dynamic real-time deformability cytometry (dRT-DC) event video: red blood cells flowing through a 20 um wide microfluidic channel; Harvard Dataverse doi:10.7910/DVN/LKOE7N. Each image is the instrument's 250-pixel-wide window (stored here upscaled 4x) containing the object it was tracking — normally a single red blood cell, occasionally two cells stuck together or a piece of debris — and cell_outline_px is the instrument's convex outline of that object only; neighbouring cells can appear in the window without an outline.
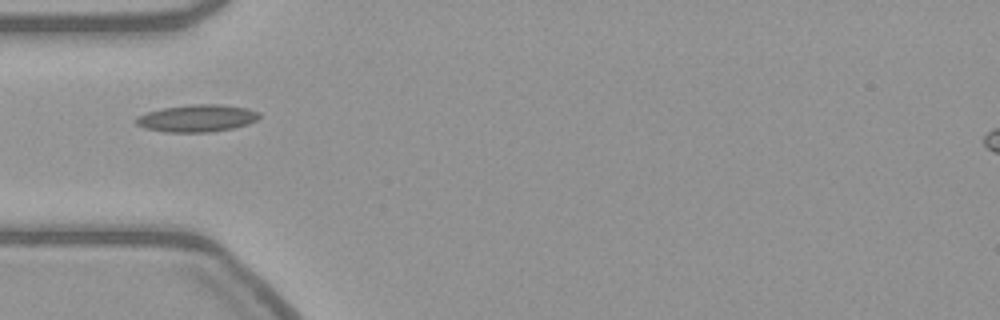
{"species": "common noctule bat (a hibernating species)", "species_latin": "Nyctalus noctula", "temperature_condition": "warm", "stored_images_in_passage": 39, "camera_frame_rate_fps": 3000, "um_per_image_px": 0.085, "animal": {"sex": "female", "body_mass_g": 21.9}, "frame": {"image": 1, "passage_image": 1, "time_ms": 0.0, "image_size_px": [1000, 320], "cell_outline_px": [[260, 116], [256, 120], [248, 124], [232, 128], [208, 132], [164, 132], [144, 128], [136, 124], [132, 120], [136, 116], [160, 108], [192, 104], [220, 104], [244, 108], [260, 112]], "centroid_in_image_um": [16.68, 10.05], "position_along_channel_um": 68.3, "area_um2": 19.65}}
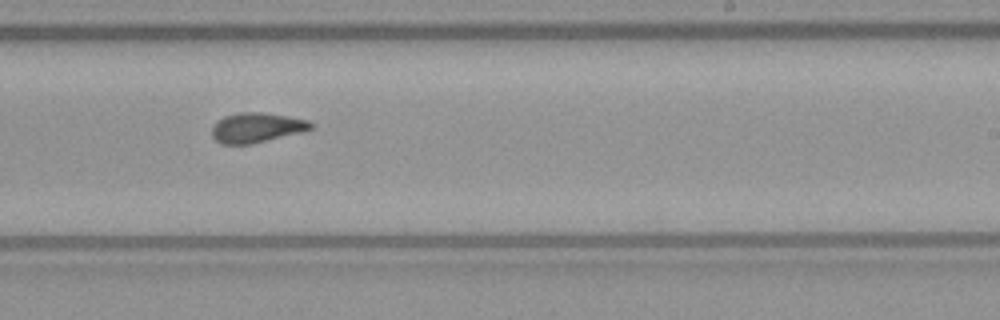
{"frame": {"image": 2, "passage_image": 17, "time_ms": 5.333, "image_size_px": [1000, 320], "cell_outline_px": [[312, 128], [300, 132], [252, 144], [220, 144], [212, 136], [212, 128], [216, 120], [224, 116], [240, 112], [260, 112], [288, 116], [308, 120], [312, 124]], "centroid_in_image_um": [21.76, 10.84], "position_along_channel_um": 267.2, "area_um2": 17.11}}
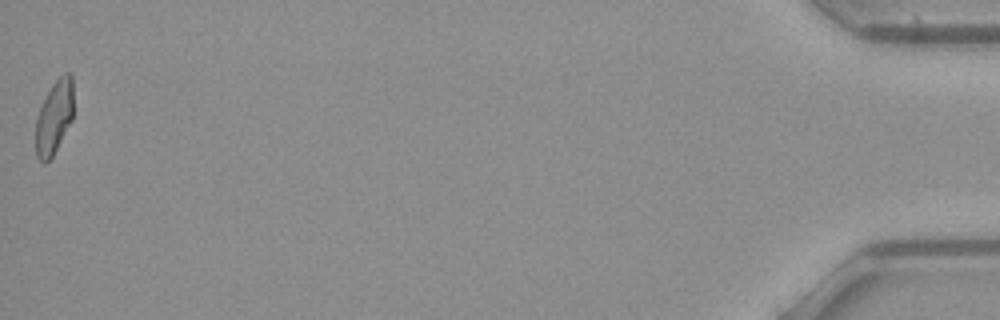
{"frame": {"image": 3, "passage_image": 39, "time_ms": 12.667, "image_size_px": [1000, 320], "cell_outline_px": [[72, 120], [52, 156], [44, 164], [36, 156], [36, 116], [52, 84], [64, 72], [72, 72]], "centroid_in_image_um": [4.6, 9.95], "position_along_channel_um": 430.6, "area_um2": 15.95}}